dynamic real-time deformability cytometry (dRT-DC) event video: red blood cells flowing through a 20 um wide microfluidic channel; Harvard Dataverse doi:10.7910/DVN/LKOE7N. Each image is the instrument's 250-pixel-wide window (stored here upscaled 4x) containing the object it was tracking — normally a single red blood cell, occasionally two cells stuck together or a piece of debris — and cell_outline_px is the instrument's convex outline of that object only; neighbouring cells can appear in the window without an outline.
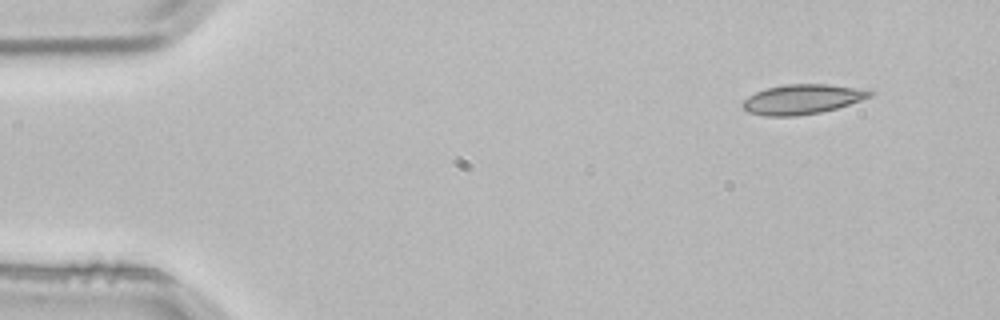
{"species": "common noctule bat (a hibernating species)", "species_latin": "Nyctalus noctula", "temperature_condition": "room temperature", "stored_images_in_passage": 4, "segment_of_instrument_passage": [2, 2], "camera_frame_rate_fps": 3000, "um_per_image_px": 0.085, "animal": {"sex": "male", "body_mass_g": 21.5, "forearm_length_mm": 52.0}, "frame": {"image": 1, "passage_image": 4, "time_ms": 1.0, "image_size_px": [1000, 320], "cell_outline_px": [[876, 92], [872, 96], [836, 108], [820, 112], [796, 116], [764, 116], [748, 112], [740, 104], [748, 96], [756, 92], [768, 88], [788, 84], [828, 84], [856, 88]], "centroid_in_image_um": [68.16, 8.44], "position_along_channel_um": 16.8, "area_um2": 21.85}}